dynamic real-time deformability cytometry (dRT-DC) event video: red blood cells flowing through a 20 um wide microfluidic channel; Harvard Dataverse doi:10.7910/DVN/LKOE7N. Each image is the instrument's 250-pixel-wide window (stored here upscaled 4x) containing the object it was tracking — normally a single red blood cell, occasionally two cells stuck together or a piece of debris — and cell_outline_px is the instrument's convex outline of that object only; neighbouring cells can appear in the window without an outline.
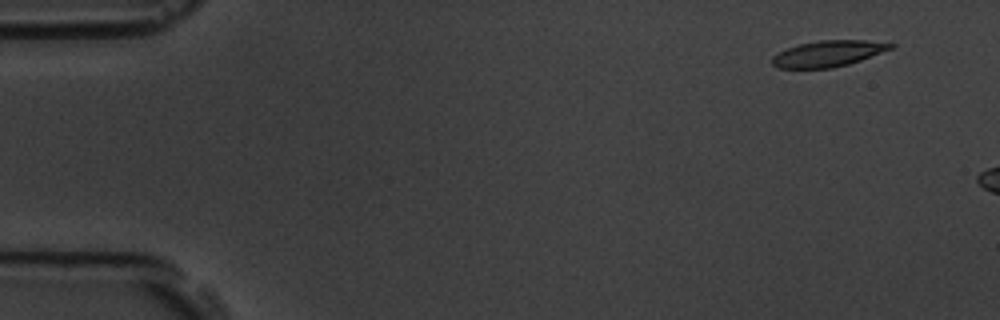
{"species": "common noctule bat (a hibernating species)", "species_latin": "Nyctalus noctula", "temperature_condition": "room temperature", "stored_images_in_passage": 4, "camera_frame_rate_fps": 3000, "um_per_image_px": 0.085, "animal": {"sex": "male", "body_mass_g": 19.5, "forearm_length_mm": 54.6}, "frame": {"image": 1, "passage_image": 1, "time_ms": 0.0, "image_size_px": [1000, 320], "cell_outline_px": [[896, 44], [892, 48], [860, 60], [848, 64], [832, 68], [776, 68], [772, 64], [772, 56], [788, 48], [800, 44], [820, 40], [864, 40]], "centroid_in_image_um": [70.37, 4.56], "position_along_channel_um": 14.6, "area_um2": 17.74}}